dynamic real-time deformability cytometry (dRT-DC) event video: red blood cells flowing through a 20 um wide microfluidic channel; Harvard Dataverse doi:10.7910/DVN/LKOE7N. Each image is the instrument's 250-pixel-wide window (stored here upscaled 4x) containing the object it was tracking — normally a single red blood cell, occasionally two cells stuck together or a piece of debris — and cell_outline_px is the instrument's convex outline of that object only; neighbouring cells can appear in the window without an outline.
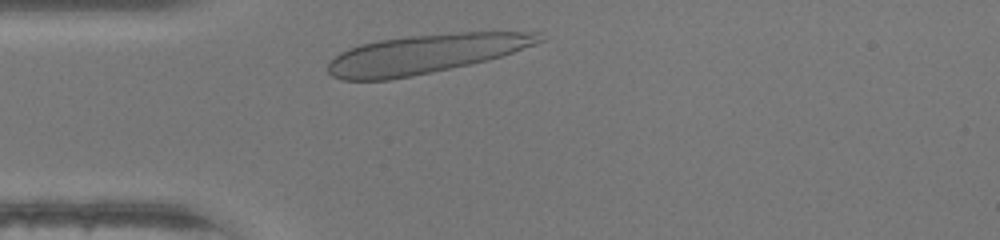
{"species": "human", "species_latin": "Homo sapiens", "temperature_condition": "warm", "stored_images_in_passage": 26, "camera_frame_rate_fps": 3000, "um_per_image_px": 0.085, "donor": {"sex": "female"}, "frame": {"image": 1, "passage_image": 2, "time_ms": 0.333, "image_size_px": [1000, 240], "cell_outline_px": [[544, 40], [536, 44], [488, 60], [412, 76], [388, 80], [344, 80], [332, 76], [328, 72], [328, 64], [340, 52], [348, 48], [360, 44], [380, 40], [408, 36], [460, 32], [540, 32]], "centroid_in_image_um": [36.14, 4.58], "position_along_channel_um": 48.9, "area_um2": 47.69}}
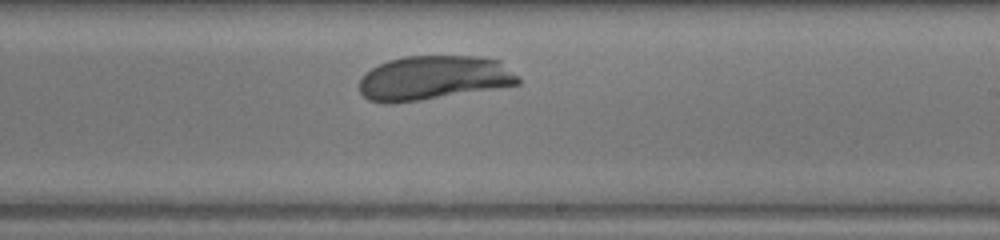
{"frame": {"image": 2, "passage_image": 17, "time_ms": 5.333, "image_size_px": [1000, 240], "cell_outline_px": [[520, 84], [420, 100], [392, 104], [384, 104], [368, 100], [360, 92], [360, 80], [372, 68], [388, 60], [404, 56], [476, 56], [500, 60], [520, 76]], "centroid_in_image_um": [36.87, 6.62], "position_along_channel_um": 252.1, "area_um2": 40.92}}
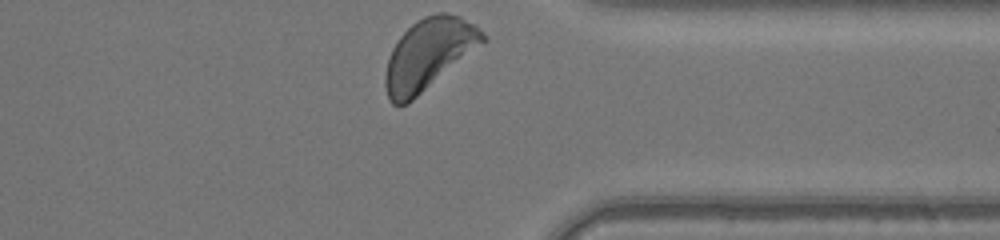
{"frame": {"image": 3, "passage_image": 26, "time_ms": 8.333, "image_size_px": [1000, 240], "cell_outline_px": [[488, 40], [408, 104], [392, 104], [388, 100], [384, 84], [384, 76], [388, 60], [392, 48], [400, 36], [416, 20], [424, 16], [436, 12], [444, 12], [460, 16], [476, 24], [488, 36]], "centroid_in_image_um": [36.46, 4.59], "position_along_channel_um": 374.9, "area_um2": 40.58}, "authors_computed_cell_mechanics": {"area_um2": 42.5986, "velocity_mm_per_s": 4.2996, "shape_relaxation_time_tau1_ms": 3.6434, "shape_relaxation_time_tau2_ms": null, "deformation_change_tau1": 0.1885, "deformation_change_tau2": null}}